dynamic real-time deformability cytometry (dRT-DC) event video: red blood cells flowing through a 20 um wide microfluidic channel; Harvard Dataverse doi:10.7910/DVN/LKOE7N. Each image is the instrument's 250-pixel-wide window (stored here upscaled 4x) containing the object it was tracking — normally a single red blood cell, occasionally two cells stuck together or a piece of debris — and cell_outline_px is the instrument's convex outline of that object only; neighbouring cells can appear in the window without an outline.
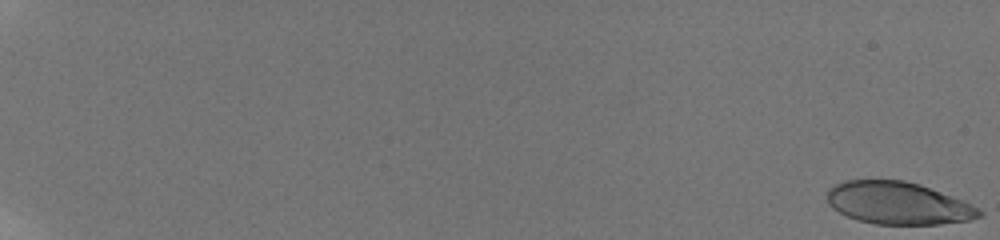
{"species": "human", "species_latin": "Homo sapiens", "temperature_condition": "room temperature", "stored_images_in_passage": 49, "camera_frame_rate_fps": 3000, "um_per_image_px": 0.085, "donor": {"sex": "male"}, "frame": {"image": 1, "passage_image": 1, "time_ms": 0.0, "image_size_px": [1000, 240], "cell_outline_px": [[984, 216], [968, 220], [940, 224], [876, 224], [856, 220], [832, 208], [828, 204], [828, 188], [844, 180], [904, 180], [920, 184], [960, 200], [984, 212]], "centroid_in_image_um": [76.3, 17.27], "position_along_channel_um": 8.7, "area_um2": 37.28}}
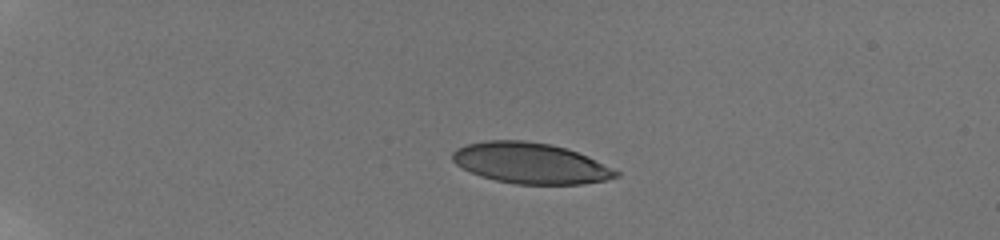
{"frame": {"image": 2, "passage_image": 34, "time_ms": 5.333, "image_size_px": [1000, 240], "cell_outline_px": [[620, 176], [604, 180], [584, 184], [516, 184], [496, 180], [480, 176], [456, 164], [452, 160], [452, 152], [456, 148], [468, 144], [484, 140], [524, 140], [552, 144], [568, 148], [588, 156], [620, 172]], "centroid_in_image_um": [45.1, 13.86], "position_along_channel_um": 39.9, "area_um2": 38.96}}